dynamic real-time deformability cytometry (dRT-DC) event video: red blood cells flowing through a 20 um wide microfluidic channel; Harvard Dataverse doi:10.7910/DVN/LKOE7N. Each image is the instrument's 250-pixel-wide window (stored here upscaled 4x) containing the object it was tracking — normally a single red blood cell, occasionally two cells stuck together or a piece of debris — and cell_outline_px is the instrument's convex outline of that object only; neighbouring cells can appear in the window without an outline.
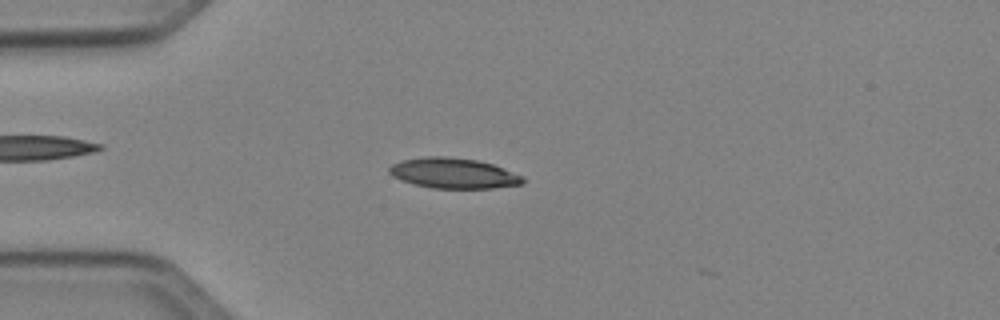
{"species": "Egyptian fruit bat (a non-hibernating species)", "species_latin": "Rousettus aegyptiacus", "temperature_condition": "cold", "stored_images_in_passage": 4, "camera_frame_rate_fps": 3000, "um_per_image_px": 0.085, "animal": {"sex": "female"}, "frame": {"image": 1, "passage_image": 3, "time_ms": 2.333, "image_size_px": [1000, 320], "cell_outline_px": [[524, 184], [492, 188], [432, 188], [416, 184], [392, 176], [388, 172], [388, 168], [392, 164], [400, 160], [424, 156], [448, 156], [476, 160], [492, 164], [524, 176]], "centroid_in_image_um": [38.54, 14.71], "position_along_channel_um": 46.5, "area_um2": 23.64}}